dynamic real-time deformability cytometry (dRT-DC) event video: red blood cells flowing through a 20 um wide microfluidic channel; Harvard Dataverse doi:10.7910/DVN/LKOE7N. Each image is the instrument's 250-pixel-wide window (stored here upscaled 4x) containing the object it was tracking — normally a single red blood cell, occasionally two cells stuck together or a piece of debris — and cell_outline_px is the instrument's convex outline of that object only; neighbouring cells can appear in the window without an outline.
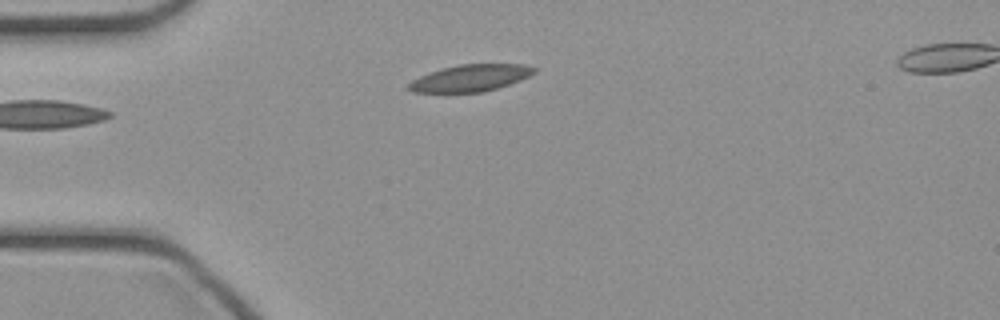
{"species": "common noctule bat (a hibernating species)", "species_latin": "Nyctalus noctula", "temperature_condition": "cold", "stored_images_in_passage": 37, "segment_of_instrument_passage": [1, 2], "camera_frame_rate_fps": 3000, "um_per_image_px": 0.085, "animal": {"sex": "female", "body_mass_g": 21.9}, "frame": {"image": 1, "passage_image": 1, "time_ms": 0.0, "image_size_px": [1000, 320], "cell_outline_px": [[536, 72], [520, 80], [484, 92], [412, 92], [408, 88], [408, 84], [412, 80], [428, 72], [460, 64], [524, 64], [536, 68]], "centroid_in_image_um": [39.98, 6.63], "position_along_channel_um": 45.0, "area_um2": 19.42}}
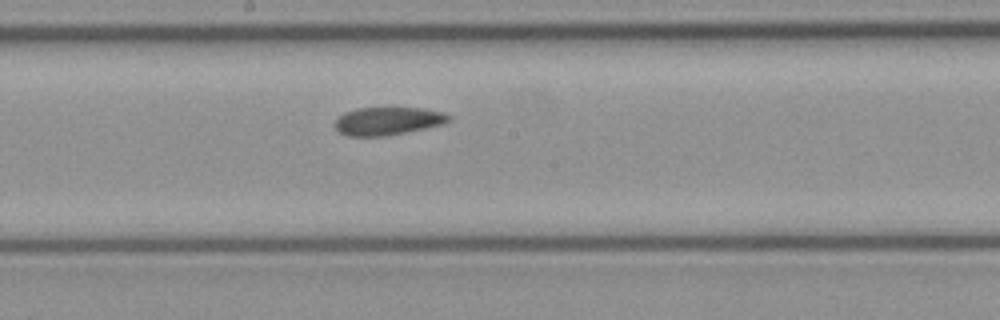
{"frame": {"image": 2, "passage_image": 14, "time_ms": 4.333, "image_size_px": [1000, 320], "cell_outline_px": [[448, 120], [444, 124], [384, 136], [348, 136], [340, 132], [332, 124], [344, 112], [356, 108], [420, 108], [444, 112], [448, 116]], "centroid_in_image_um": [32.91, 10.28], "position_along_channel_um": 215.3, "area_um2": 18.32}}
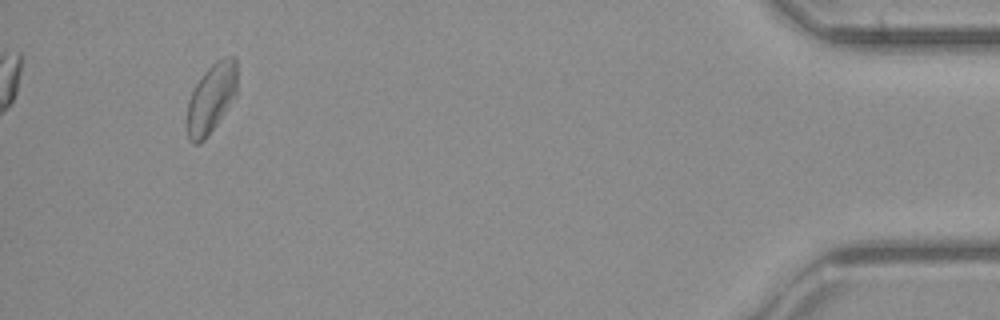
{"frame": {"image": 3, "passage_image": 33, "time_ms": 10.667, "image_size_px": [1000, 320], "cell_outline_px": [[236, 96], [208, 136], [200, 144], [192, 144], [188, 136], [184, 124], [188, 100], [196, 84], [204, 72], [216, 60], [224, 56], [236, 56]], "centroid_in_image_um": [17.92, 8.39], "position_along_channel_um": 417.3, "area_um2": 20.69}}